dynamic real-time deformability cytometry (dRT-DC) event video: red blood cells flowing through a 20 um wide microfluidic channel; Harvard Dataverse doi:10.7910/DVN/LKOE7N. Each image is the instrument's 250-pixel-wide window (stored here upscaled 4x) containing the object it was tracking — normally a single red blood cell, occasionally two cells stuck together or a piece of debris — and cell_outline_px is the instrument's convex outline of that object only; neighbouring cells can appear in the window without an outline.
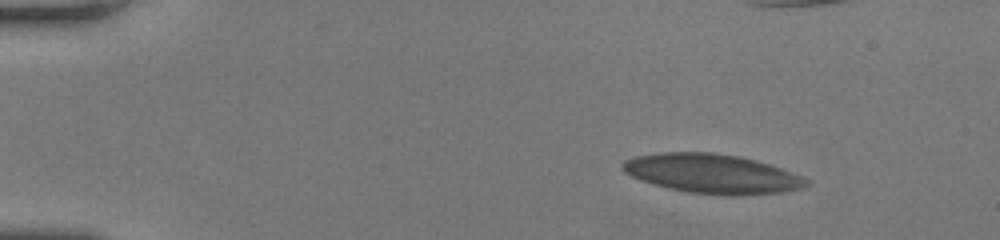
{"species": "human", "species_latin": "Homo sapiens", "temperature_condition": "room temperature", "stored_images_in_passage": 50, "camera_frame_rate_fps": 3000, "um_per_image_px": 0.085, "donor": {"sex": "female"}, "frame": {"image": 1, "passage_image": 1, "time_ms": 0.0, "image_size_px": [1000, 240], "cell_outline_px": [[808, 184], [804, 188], [780, 192], [736, 196], [724, 196], [688, 192], [668, 188], [640, 180], [624, 172], [620, 168], [620, 164], [624, 160], [636, 156], [660, 152], [712, 152], [740, 156], [768, 164], [804, 176], [808, 180]], "centroid_in_image_um": [60.51, 14.77], "position_along_channel_um": 24.5, "area_um2": 42.31}}
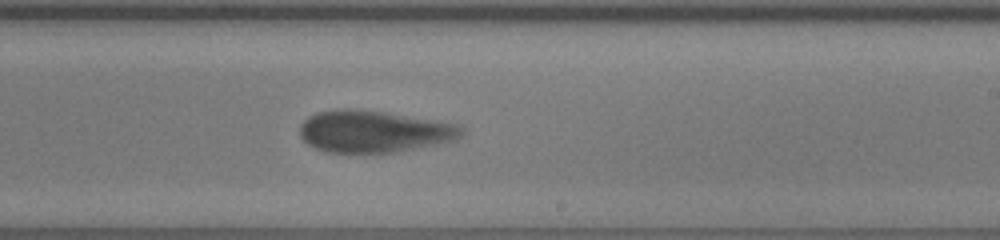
{"frame": {"image": 2, "passage_image": 28, "time_ms": 9.0, "image_size_px": [1000, 240], "cell_outline_px": [[464, 132], [456, 140], [396, 152], [328, 152], [316, 148], [308, 144], [300, 136], [300, 124], [308, 116], [316, 112], [340, 108], [344, 108], [384, 112], [436, 120], [460, 124], [464, 128]], "centroid_in_image_um": [31.78, 11.16], "position_along_channel_um": 257.2, "area_um2": 39.48}}
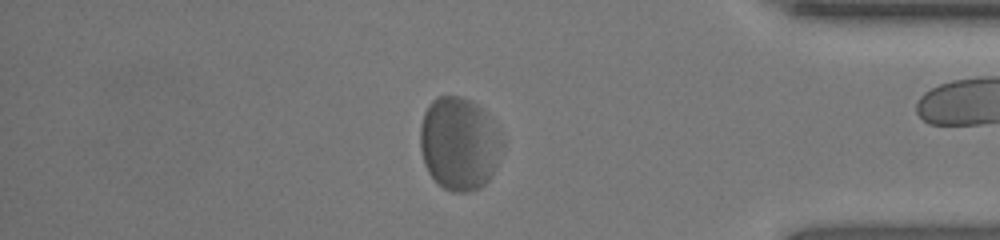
{"frame": {"image": 3, "passage_image": 41, "time_ms": 13.333, "image_size_px": [1000, 240], "cell_outline_px": [[504, 144], [492, 172], [488, 180], [480, 188], [468, 192], [452, 192], [444, 188], [428, 172], [424, 164], [420, 148], [420, 124], [424, 112], [428, 104], [436, 96], [456, 96], [472, 100], [484, 112], [504, 136]], "centroid_in_image_um": [39.02, 12.2], "position_along_channel_um": 396.2, "area_um2": 44.62}, "authors_computed_cell_mechanics": {"area_um2": 41.0958, "velocity_mm_per_s": 3.723, "shape_relaxation_time_tau1_ms": 3.6299, "shape_relaxation_time_tau2_ms": 1.1203, "deformation_change_tau1": 0.1275, "deformation_change_tau2": 0.0742}}